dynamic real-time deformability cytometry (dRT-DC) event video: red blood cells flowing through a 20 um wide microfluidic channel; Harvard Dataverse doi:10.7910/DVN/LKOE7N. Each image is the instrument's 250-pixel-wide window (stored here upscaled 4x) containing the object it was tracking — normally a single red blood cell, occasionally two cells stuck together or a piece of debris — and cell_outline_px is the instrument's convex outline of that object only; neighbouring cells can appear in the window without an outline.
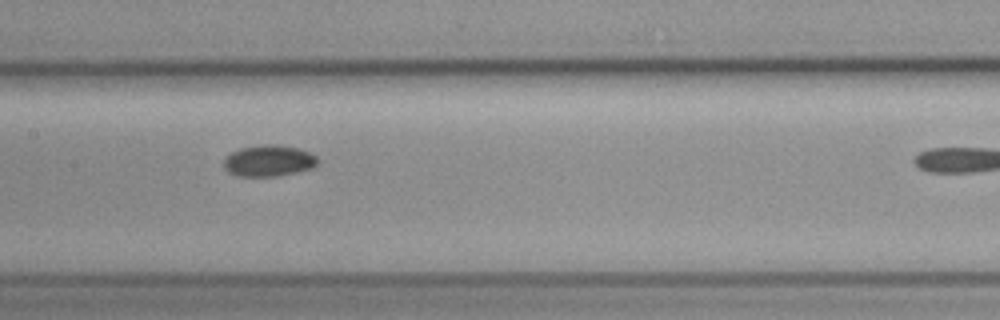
{"species": "common noctule bat (a hibernating species)", "species_latin": "Nyctalus noctula", "temperature_condition": "cold", "stored_images_in_passage": 26, "camera_frame_rate_fps": 3000, "um_per_image_px": 0.085, "animal": {"sex": "female", "body_mass_g": 19.3, "forearm_length_mm": 54.1}, "frame": {"image": 1, "passage_image": 22, "time_ms": 7.0, "image_size_px": [1000, 320], "cell_outline_px": [[320, 160], [312, 168], [296, 172], [276, 176], [236, 176], [228, 172], [224, 168], [224, 160], [232, 152], [240, 148], [264, 144], [276, 144], [300, 148], [316, 156]], "centroid_in_image_um": [22.85, 13.66], "position_along_channel_um": 184.5, "area_um2": 17.17}}